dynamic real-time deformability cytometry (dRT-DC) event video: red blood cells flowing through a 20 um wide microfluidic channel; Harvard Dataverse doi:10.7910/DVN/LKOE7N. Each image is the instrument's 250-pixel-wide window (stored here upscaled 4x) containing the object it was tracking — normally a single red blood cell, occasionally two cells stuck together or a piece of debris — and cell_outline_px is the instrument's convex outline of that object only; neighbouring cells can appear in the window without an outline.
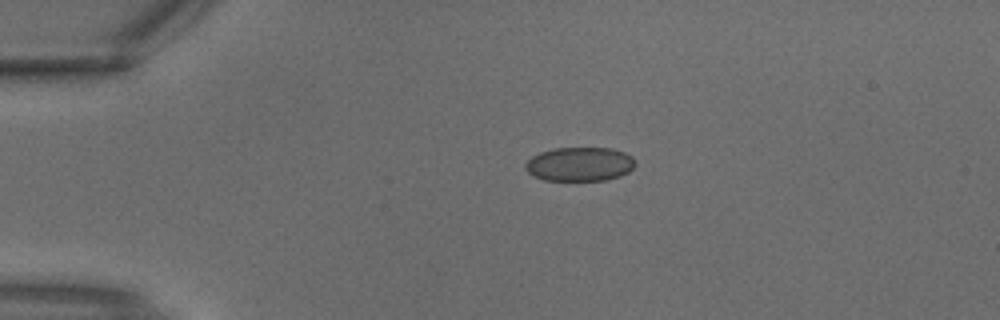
{"species": "common noctule bat (a hibernating species)", "species_latin": "Nyctalus noctula", "temperature_condition": "warm", "stored_images_in_passage": 2, "camera_frame_rate_fps": 3000, "um_per_image_px": 0.085, "animal": {"sex": "male", "body_mass_g": 18.8}, "frame": {"image": 1, "passage_image": 1, "time_ms": 0.0, "image_size_px": [1000, 320], "cell_outline_px": [[636, 164], [628, 172], [620, 176], [608, 180], [544, 180], [532, 176], [524, 168], [524, 164], [532, 156], [540, 152], [556, 148], [612, 148], [624, 152], [632, 156]], "centroid_in_image_um": [49.27, 13.95], "position_along_channel_um": 35.7, "area_um2": 21.91}}